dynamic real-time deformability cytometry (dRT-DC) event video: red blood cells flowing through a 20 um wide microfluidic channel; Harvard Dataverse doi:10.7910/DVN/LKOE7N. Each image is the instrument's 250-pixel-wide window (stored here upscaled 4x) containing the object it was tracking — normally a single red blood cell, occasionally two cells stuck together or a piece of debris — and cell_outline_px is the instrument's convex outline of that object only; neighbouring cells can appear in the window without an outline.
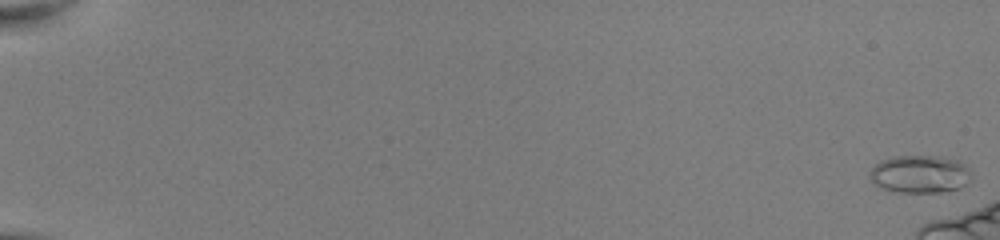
{"species": "common noctule bat (a hibernating species)", "species_latin": "Nyctalus noctula", "temperature_condition": "room temperature", "stored_images_in_passage": 17, "camera_frame_rate_fps": 3000, "um_per_image_px": 0.085, "animal": {"sex": "female", "body_mass_g": 22.0, "forearm_length_mm": 56.7}, "frame": {"image": 1, "passage_image": 1, "time_ms": 0.0, "image_size_px": [1000, 240], "cell_outline_px": [[972, 176], [960, 188], [940, 192], [896, 192], [880, 188], [868, 176], [868, 172], [880, 160], [892, 156], [940, 156], [960, 160], [968, 168]], "centroid_in_image_um": [78.17, 14.79], "position_along_channel_um": 6.8, "area_um2": 22.54}}